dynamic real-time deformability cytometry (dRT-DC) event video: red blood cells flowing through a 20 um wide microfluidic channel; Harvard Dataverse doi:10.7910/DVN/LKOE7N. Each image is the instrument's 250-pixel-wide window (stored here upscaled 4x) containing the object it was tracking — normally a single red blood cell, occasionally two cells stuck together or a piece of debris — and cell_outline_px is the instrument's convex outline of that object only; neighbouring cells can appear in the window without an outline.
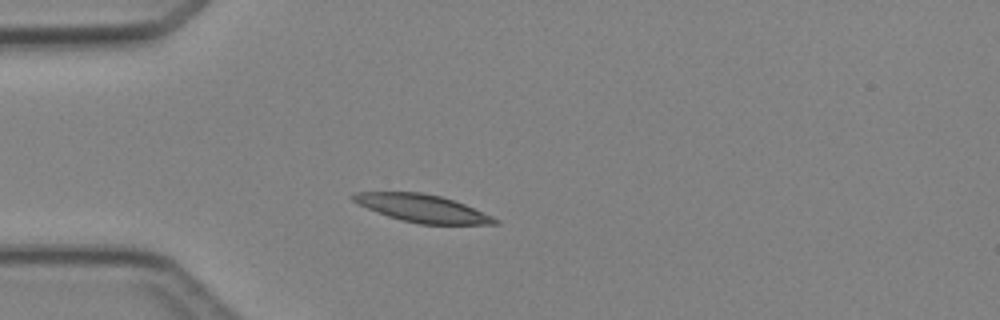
{"species": "Egyptian fruit bat (a non-hibernating species)", "species_latin": "Rousettus aegyptiacus", "temperature_condition": "cold", "stored_images_in_passage": 2, "camera_frame_rate_fps": 3000, "um_per_image_px": 0.085, "animal": {"sex": "female"}, "frame": {"image": 1, "passage_image": 2, "time_ms": 1.333, "image_size_px": [1000, 320], "cell_outline_px": [[500, 220], [496, 224], [420, 224], [400, 220], [388, 216], [368, 208], [352, 200], [352, 196], [356, 192], [420, 192], [440, 196], [464, 204], [492, 216]], "centroid_in_image_um": [35.91, 17.71], "position_along_channel_um": 49.1, "area_um2": 22.43}}